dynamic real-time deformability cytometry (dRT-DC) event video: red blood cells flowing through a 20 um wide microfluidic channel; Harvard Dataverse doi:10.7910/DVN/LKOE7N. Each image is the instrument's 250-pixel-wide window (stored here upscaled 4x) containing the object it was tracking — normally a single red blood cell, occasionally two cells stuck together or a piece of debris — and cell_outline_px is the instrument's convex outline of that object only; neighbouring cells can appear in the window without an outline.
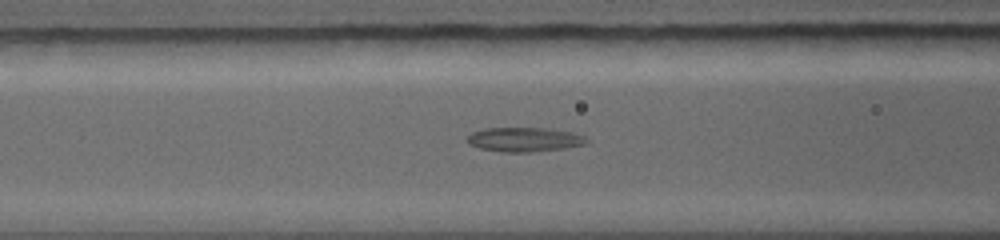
{"species": "common noctule bat (a hibernating species)", "species_latin": "Nyctalus noctula", "temperature_condition": "warm", "stored_images_in_passage": 34, "segment_of_instrument_passage": [2, 3], "camera_frame_rate_fps": 5000, "um_per_image_px": 0.085, "animal": {"sex": "female", "body_mass_g": 19.0, "forearm_length_mm": 56.7}, "frame": {"image": 1, "passage_image": 13, "time_ms": 4.6, "image_size_px": [1000, 240], "cell_outline_px": [[588, 140], [584, 144], [560, 148], [528, 152], [500, 152], [480, 148], [468, 144], [468, 136], [476, 132], [488, 128], [540, 128], [568, 132], [584, 136]], "centroid_in_image_um": [44.52, 11.87], "position_along_channel_um": 122.1, "area_um2": 16.3}}
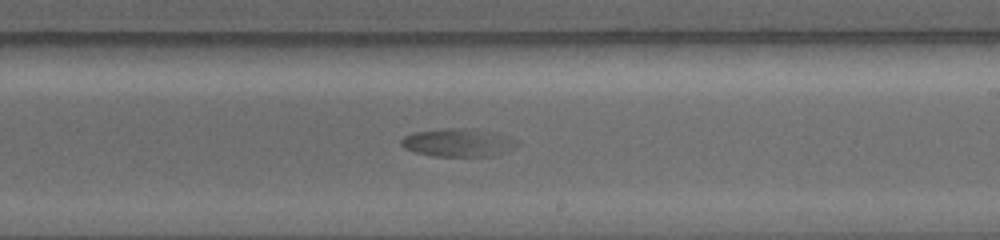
{"frame": {"image": 2, "passage_image": 21, "time_ms": 7.8, "image_size_px": [1000, 240], "cell_outline_px": [[492, 156], [432, 156], [416, 152], [404, 148], [400, 144], [400, 140], [404, 136], [416, 132], [460, 128], [480, 140], [492, 152]], "centroid_in_image_um": [37.86, 12.2], "position_along_channel_um": 251.1, "area_um2": 13.7}}
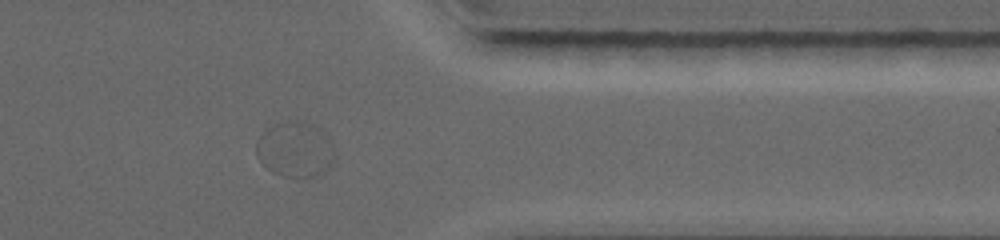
{"frame": {"image": 3, "passage_image": 30, "time_ms": 11.4, "image_size_px": [1000, 240], "cell_outline_px": [[336, 156], [332, 164], [324, 172], [316, 176], [300, 180], [280, 176], [272, 172], [256, 156], [256, 140], [268, 128], [276, 124], [296, 120], [304, 120], [312, 124], [332, 144]], "centroid_in_image_um": [25.09, 12.76], "position_along_channel_um": 386.3, "area_um2": 25.49}}